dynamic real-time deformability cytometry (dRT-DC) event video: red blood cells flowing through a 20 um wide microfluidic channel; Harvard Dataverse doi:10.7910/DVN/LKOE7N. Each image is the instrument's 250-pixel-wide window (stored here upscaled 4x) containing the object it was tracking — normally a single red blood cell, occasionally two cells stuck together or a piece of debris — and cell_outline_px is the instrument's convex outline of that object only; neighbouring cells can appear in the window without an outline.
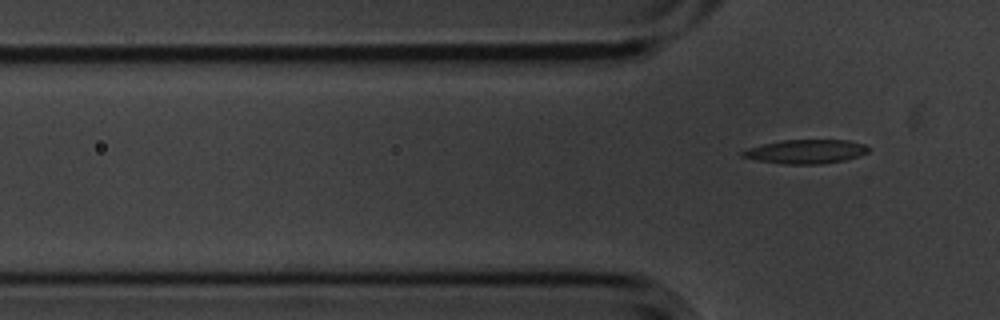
{"species": "common noctule bat (a hibernating species)", "species_latin": "Nyctalus noctula", "temperature_condition": "cold", "stored_images_in_passage": 6, "segment_of_instrument_passage": [2, 2], "camera_frame_rate_fps": 3000, "um_per_image_px": 0.085, "animal": {"sex": "male", "body_mass_g": 20.1, "forearm_length_mm": 53.5}, "frame": {"image": 1, "passage_image": 6, "time_ms": 1.667, "image_size_px": [1000, 320], "cell_outline_px": [[868, 152], [844, 160], [820, 164], [784, 164], [760, 160], [740, 156], [740, 152], [748, 148], [764, 144], [784, 140], [848, 140], [864, 144], [868, 148]], "centroid_in_image_um": [68.48, 12.88], "position_along_channel_um": 57.3, "area_um2": 17.28}}